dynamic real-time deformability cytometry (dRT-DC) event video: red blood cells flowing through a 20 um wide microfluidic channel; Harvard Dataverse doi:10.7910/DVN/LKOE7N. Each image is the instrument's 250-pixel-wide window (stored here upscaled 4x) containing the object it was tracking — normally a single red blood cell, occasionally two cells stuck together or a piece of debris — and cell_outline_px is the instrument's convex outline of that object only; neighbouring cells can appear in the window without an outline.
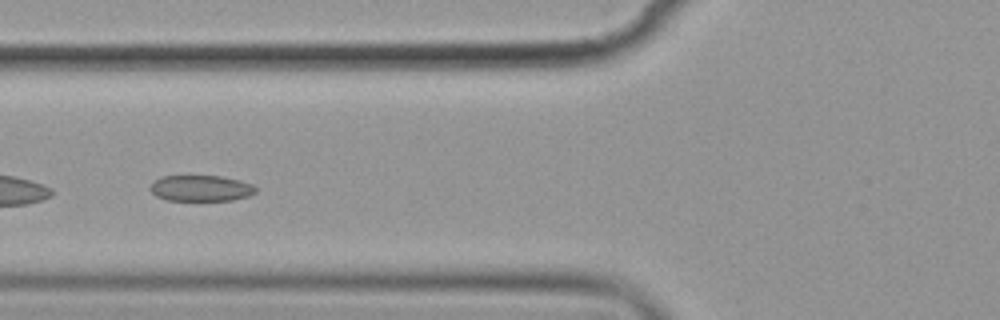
{"species": "common noctule bat (a hibernating species)", "species_latin": "Nyctalus noctula", "temperature_condition": "cold", "stored_images_in_passage": 8, "camera_frame_rate_fps": 3000, "um_per_image_px": 0.085, "animal": {"sex": "female", "body_mass_g": 19.9}, "frame": {"image": 1, "passage_image": 6, "time_ms": 6.0, "image_size_px": [1000, 320], "cell_outline_px": [[256, 192], [248, 196], [232, 200], [168, 200], [156, 196], [148, 188], [160, 176], [220, 176], [240, 180], [252, 184], [256, 188]], "centroid_in_image_um": [17.08, 16.0], "position_along_channel_um": 108.7, "area_um2": 15.9}}
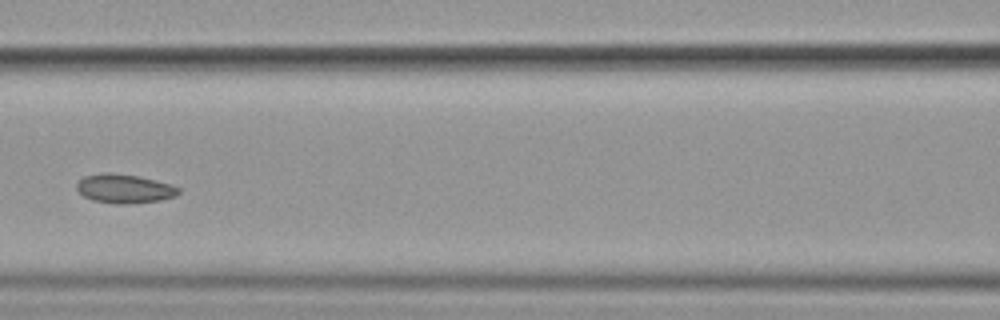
{"frame": {"image": 2, "passage_image": 7, "time_ms": 7.333, "image_size_px": [1000, 320], "cell_outline_px": [[180, 192], [176, 196], [160, 200], [128, 204], [116, 204], [92, 200], [84, 196], [76, 188], [76, 184], [84, 176], [104, 172], [108, 172], [136, 176], [168, 184], [180, 188]], "centroid_in_image_um": [10.54, 16.04], "position_along_channel_um": 156.1, "area_um2": 16.99}}
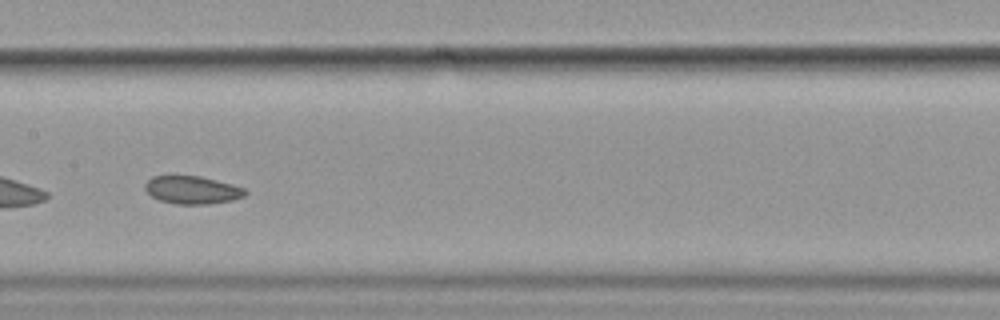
{"frame": {"image": 3, "passage_image": 8, "time_ms": 8.333, "image_size_px": [1000, 320], "cell_outline_px": [[248, 192], [244, 196], [232, 200], [208, 204], [176, 204], [160, 200], [152, 196], [144, 188], [144, 184], [152, 176], [200, 176], [232, 184], [244, 188]], "centroid_in_image_um": [16.34, 16.14], "position_along_channel_um": 191.1, "area_um2": 16.18}}